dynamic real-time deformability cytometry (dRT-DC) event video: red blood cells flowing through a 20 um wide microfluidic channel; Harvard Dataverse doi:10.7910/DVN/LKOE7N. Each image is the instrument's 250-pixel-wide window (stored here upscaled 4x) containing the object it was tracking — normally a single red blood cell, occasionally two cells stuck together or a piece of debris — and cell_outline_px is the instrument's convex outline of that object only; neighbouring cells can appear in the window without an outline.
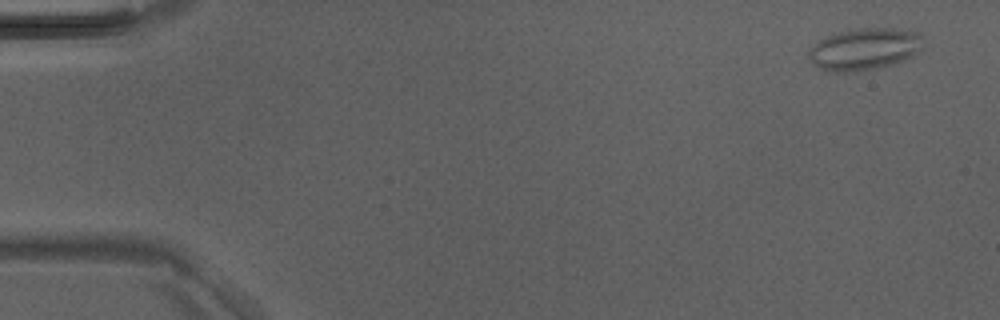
{"species": "Egyptian fruit bat (a non-hibernating species)", "species_latin": "Rousettus aegyptiacus", "temperature_condition": "room temperature", "stored_images_in_passage": 4, "camera_frame_rate_fps": 3000, "um_per_image_px": 0.085, "animal": {"sex": "male"}, "frame": {"image": 1, "passage_image": 1, "time_ms": 0.0, "image_size_px": [1000, 320], "cell_outline_px": [[920, 52], [904, 60], [876, 68], [852, 72], [832, 72], [820, 68], [812, 64], [808, 56], [808, 52], [820, 40], [828, 36], [840, 32], [868, 28], [892, 28], [916, 32], [920, 36]], "centroid_in_image_um": [73.46, 4.19], "position_along_channel_um": 11.5, "area_um2": 27.34}}
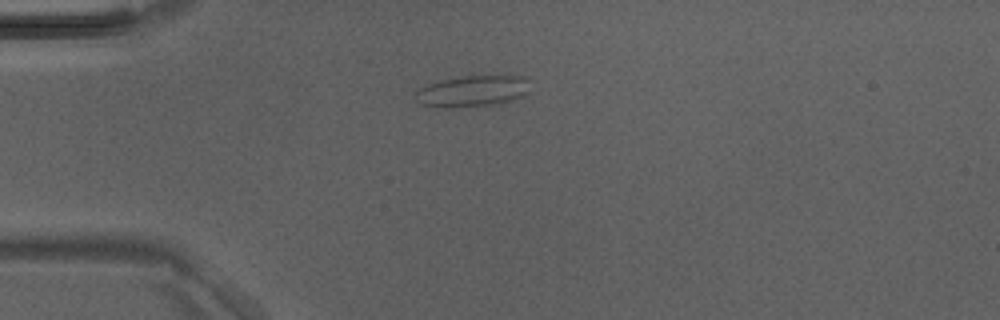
{"frame": {"image": 2, "passage_image": 4, "time_ms": 1.0, "image_size_px": [1000, 320], "cell_outline_px": [[528, 80], [524, 92], [520, 96], [504, 104], [456, 108], [436, 108], [420, 104], [412, 100], [412, 92], [428, 84], [440, 80], [460, 76], [524, 76]], "centroid_in_image_um": [40.0, 7.78], "position_along_channel_um": 45.0, "area_um2": 21.33}}